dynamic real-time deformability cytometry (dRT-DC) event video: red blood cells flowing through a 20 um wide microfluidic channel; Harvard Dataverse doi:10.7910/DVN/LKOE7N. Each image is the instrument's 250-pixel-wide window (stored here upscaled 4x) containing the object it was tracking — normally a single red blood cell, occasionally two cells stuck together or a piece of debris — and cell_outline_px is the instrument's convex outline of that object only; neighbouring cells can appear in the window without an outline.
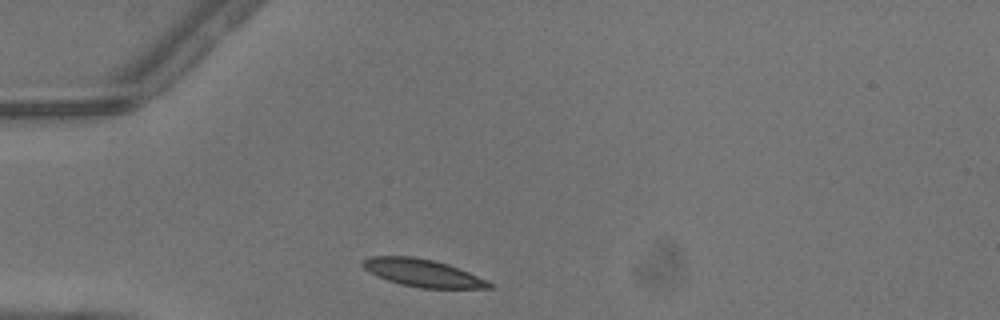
{"species": "common noctule bat (a hibernating species)", "species_latin": "Nyctalus noctula", "temperature_condition": "warm", "stored_images_in_passage": 1, "camera_frame_rate_fps": 3000, "um_per_image_px": 0.085, "animal": {"sex": "male", "body_mass_g": 13.3}, "frame": {"image": 1, "passage_image": 1, "time_ms": 0.0, "image_size_px": [1000, 320], "cell_outline_px": [[492, 288], [420, 288], [400, 284], [388, 280], [364, 268], [360, 264], [364, 260], [372, 256], [412, 256], [432, 260], [448, 264], [488, 280], [492, 284]], "centroid_in_image_um": [35.95, 23.2], "position_along_channel_um": 49.0, "area_um2": 20.0}}